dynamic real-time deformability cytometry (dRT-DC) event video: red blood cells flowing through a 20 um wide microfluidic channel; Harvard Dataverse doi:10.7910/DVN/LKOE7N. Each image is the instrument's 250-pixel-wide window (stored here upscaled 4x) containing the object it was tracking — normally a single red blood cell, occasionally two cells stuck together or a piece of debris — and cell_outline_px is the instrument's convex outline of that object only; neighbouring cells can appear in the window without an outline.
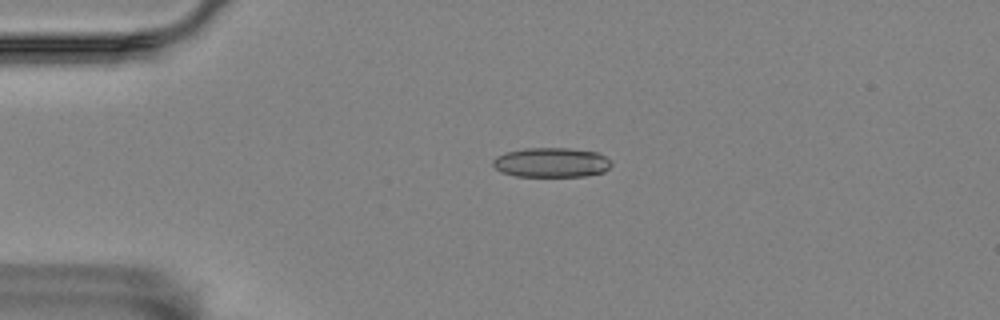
{"species": "Egyptian fruit bat (a non-hibernating species)", "species_latin": "Rousettus aegyptiacus", "temperature_condition": "room temperature", "stored_images_in_passage": 6, "camera_frame_rate_fps": 3000, "um_per_image_px": 0.085, "animal": {"sex": "female"}, "frame": {"image": 1, "passage_image": 6, "time_ms": 1.667, "image_size_px": [1000, 320], "cell_outline_px": [[612, 164], [604, 172], [584, 176], [516, 176], [500, 172], [492, 164], [492, 160], [496, 156], [508, 152], [524, 148], [568, 148], [596, 152], [612, 160]], "centroid_in_image_um": [46.86, 13.81], "position_along_channel_um": 38.1, "area_um2": 20.46}}